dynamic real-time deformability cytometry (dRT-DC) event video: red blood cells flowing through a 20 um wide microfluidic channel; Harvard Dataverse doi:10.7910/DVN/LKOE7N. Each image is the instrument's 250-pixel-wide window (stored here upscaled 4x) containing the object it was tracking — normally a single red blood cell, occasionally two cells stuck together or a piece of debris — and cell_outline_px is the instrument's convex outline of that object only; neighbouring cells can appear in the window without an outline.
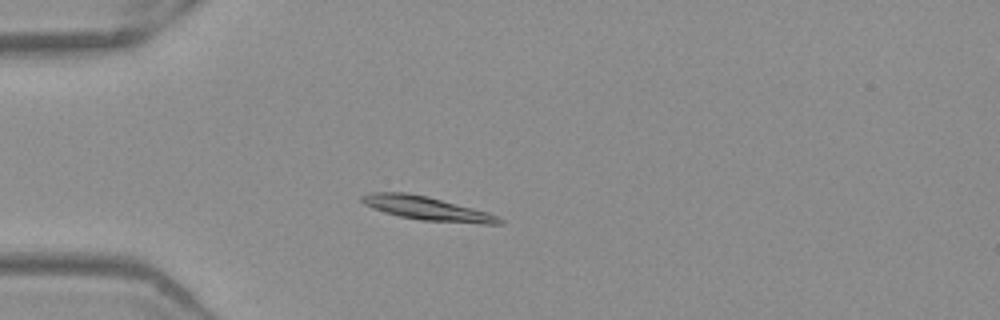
{"species": "Egyptian fruit bat (a non-hibernating species)", "species_latin": "Rousettus aegyptiacus", "temperature_condition": "warm", "stored_images_in_passage": 50, "camera_frame_rate_fps": 3000, "um_per_image_px": 0.085, "frame": {"image": 1, "passage_image": 12, "time_ms": 3.667, "image_size_px": [1000, 320], "cell_outline_px": [[504, 224], [480, 224], [420, 220], [400, 216], [384, 212], [372, 208], [364, 204], [360, 200], [360, 196], [372, 192], [408, 192], [428, 196], [488, 212], [504, 220]], "centroid_in_image_um": [36.29, 17.71], "position_along_channel_um": 48.7, "area_um2": 19.07}}
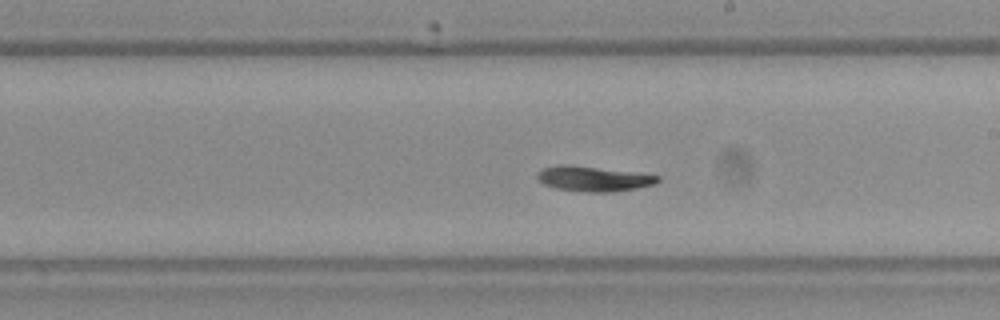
{"frame": {"image": 2, "passage_image": 28, "time_ms": 9.0, "image_size_px": [1000, 320], "cell_outline_px": [[660, 180], [656, 184], [636, 188], [612, 192], [588, 192], [556, 188], [544, 184], [536, 176], [536, 172], [544, 168], [556, 164], [572, 164], [632, 172], [660, 176]], "centroid_in_image_um": [50.42, 15.18], "position_along_channel_um": 238.6, "area_um2": 17.63}}
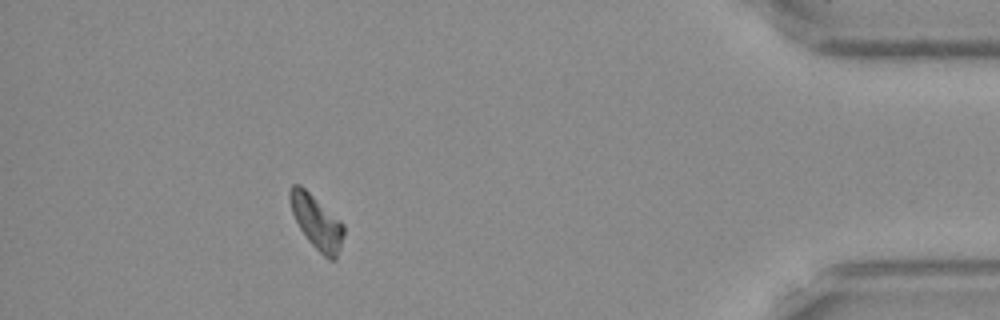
{"frame": {"image": 3, "passage_image": 45, "time_ms": 14.667, "image_size_px": [1000, 320], "cell_outline_px": [[344, 236], [336, 260], [328, 260], [308, 240], [300, 228], [292, 212], [288, 196], [288, 188], [292, 184], [300, 184], [340, 220], [344, 224]], "centroid_in_image_um": [26.91, 18.86], "position_along_channel_um": 408.3, "area_um2": 16.82}, "authors_computed_cell_mechanics": {"area_um2": 17.6868, "velocity_mm_per_s": 3.8823, "shape_relaxation_time_tau1_ms": null, "shape_relaxation_time_tau2_ms": 3.6387, "deformation_change_tau1": null, "deformation_change_tau2": 0.0609}}